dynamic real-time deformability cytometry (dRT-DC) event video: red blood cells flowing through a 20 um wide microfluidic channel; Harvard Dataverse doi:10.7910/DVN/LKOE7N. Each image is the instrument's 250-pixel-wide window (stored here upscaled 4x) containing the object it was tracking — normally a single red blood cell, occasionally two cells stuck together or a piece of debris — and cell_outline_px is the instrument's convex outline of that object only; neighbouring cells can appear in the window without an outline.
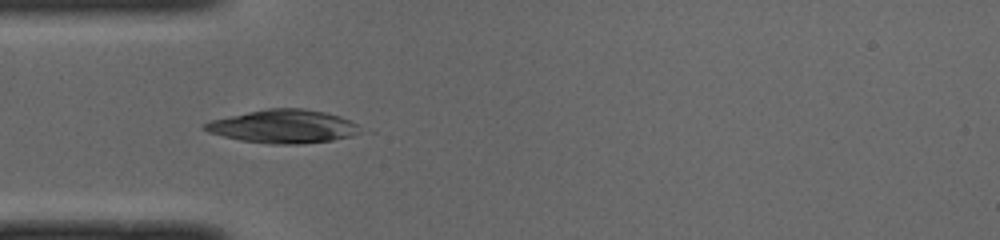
{"species": "common noctule bat (a hibernating species)", "species_latin": "Nyctalus noctula", "temperature_condition": "cold", "stored_images_in_passage": 38, "camera_frame_rate_fps": 3000, "um_per_image_px": 0.085, "animal": {"sex": "male", "body_mass_g": 19.0, "forearm_length_mm": 50.8}, "frame": {"image": 1, "passage_image": 4, "time_ms": 1.0, "image_size_px": [1000, 240], "cell_outline_px": [[360, 132], [352, 136], [332, 140], [300, 144], [272, 144], [240, 140], [208, 132], [200, 128], [204, 124], [212, 120], [248, 112], [268, 108], [304, 108], [324, 112], [340, 116], [356, 124]], "centroid_in_image_um": [24.07, 10.75], "position_along_channel_um": 60.9, "area_um2": 29.94}}
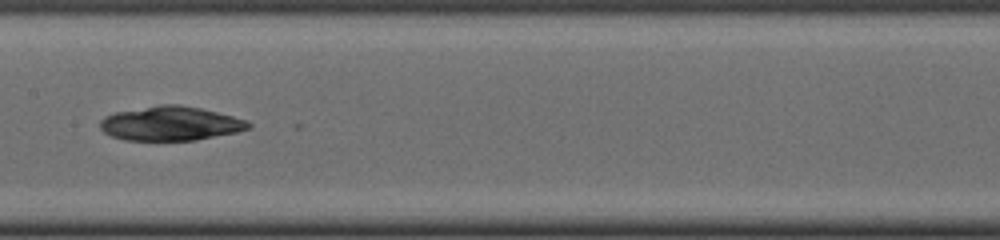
{"frame": {"image": 2, "passage_image": 14, "time_ms": 4.333, "image_size_px": [1000, 240], "cell_outline_px": [[252, 128], [236, 132], [196, 140], [124, 140], [112, 136], [104, 132], [100, 128], [100, 120], [104, 116], [116, 112], [160, 104], [180, 104], [200, 108], [248, 120], [252, 124]], "centroid_in_image_um": [14.5, 10.49], "position_along_channel_um": 192.9, "area_um2": 29.59}}
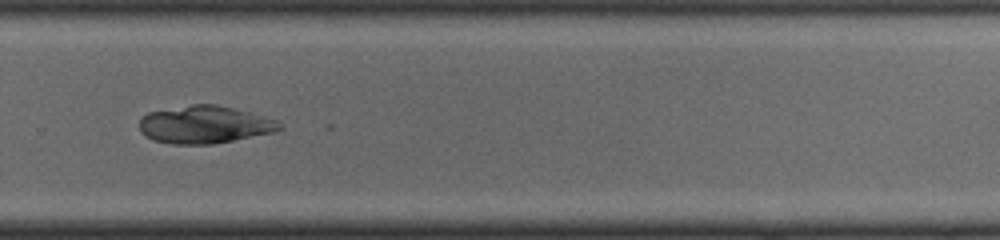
{"frame": {"image": 3, "passage_image": 23, "time_ms": 7.333, "image_size_px": [1000, 240], "cell_outline_px": [[284, 128], [276, 132], [212, 144], [172, 144], [152, 140], [144, 136], [140, 132], [140, 120], [148, 112], [192, 104], [216, 104], [280, 120]], "centroid_in_image_um": [17.42, 10.6], "position_along_channel_um": 312.4, "area_um2": 30.87}, "authors_computed_cell_mechanics": {"area_um2": 29.4202, "velocity_mm_per_s": 3.9917, "shape_relaxation_time_tau1_ms": 6.5552, "shape_relaxation_time_tau2_ms": 2.3583, "deformation_change_tau1": 0.1259, "deformation_change_tau2": 0.0396}}